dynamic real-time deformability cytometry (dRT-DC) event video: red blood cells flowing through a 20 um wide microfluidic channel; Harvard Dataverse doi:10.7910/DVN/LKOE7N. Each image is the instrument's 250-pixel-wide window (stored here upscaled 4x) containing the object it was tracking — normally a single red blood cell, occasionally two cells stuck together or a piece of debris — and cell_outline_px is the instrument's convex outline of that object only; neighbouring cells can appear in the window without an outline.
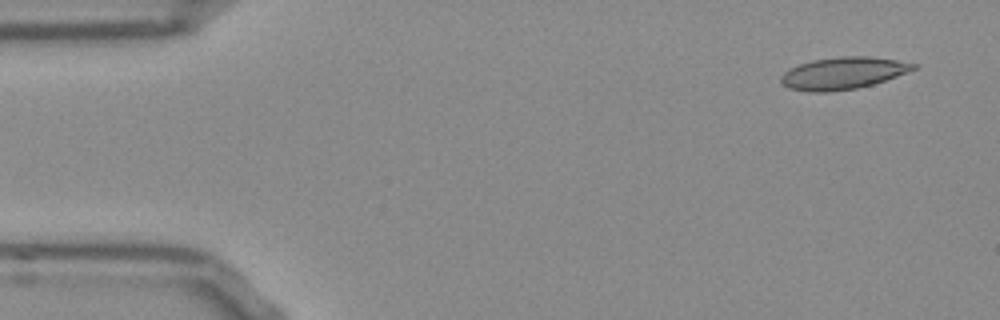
{"species": "Egyptian fruit bat (a non-hibernating species)", "species_latin": "Rousettus aegyptiacus", "temperature_condition": "room temperature", "stored_images_in_passage": 50, "camera_frame_rate_fps": 3000, "um_per_image_px": 0.085, "frame": {"image": 1, "passage_image": 1, "time_ms": 0.0, "image_size_px": [1000, 320], "cell_outline_px": [[920, 68], [872, 84], [856, 88], [828, 92], [808, 92], [788, 88], [780, 80], [780, 76], [788, 68], [812, 60], [840, 56], [868, 56], [896, 60], [920, 64]], "centroid_in_image_um": [71.66, 6.21], "position_along_channel_um": 13.3, "area_um2": 24.85}}
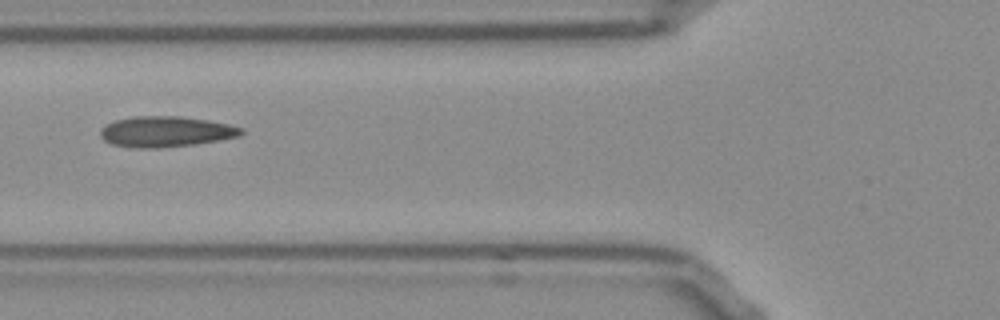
{"frame": {"image": 2, "passage_image": 17, "time_ms": 5.333, "image_size_px": [1000, 320], "cell_outline_px": [[244, 132], [240, 136], [196, 144], [156, 148], [136, 148], [112, 144], [104, 140], [100, 136], [100, 128], [104, 124], [116, 120], [132, 116], [180, 116], [208, 120], [228, 124], [244, 128]], "centroid_in_image_um": [14.08, 11.18], "position_along_channel_um": 111.7, "area_um2": 25.32}}
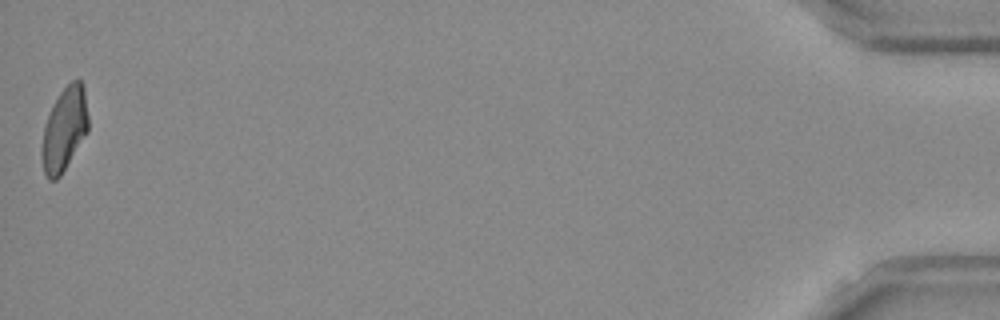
{"frame": {"image": 3, "passage_image": 50, "time_ms": 16.333, "image_size_px": [1000, 320], "cell_outline_px": [[88, 132], [60, 176], [56, 180], [48, 180], [44, 172], [40, 156], [40, 152], [44, 124], [52, 104], [60, 92], [72, 80], [80, 80], [84, 88], [88, 116]], "centroid_in_image_um": [5.44, 11.01], "position_along_channel_um": 429.8, "area_um2": 22.83}, "authors_computed_cell_mechanics": {"area_um2": 24.0448, "velocity_mm_per_s": 3.8141, "shape_relaxation_time_tau1_ms": 8.7982, "shape_relaxation_time_tau2_ms": 1.9521, "deformation_change_tau1": 0.2037, "deformation_change_tau2": 0.0867}}